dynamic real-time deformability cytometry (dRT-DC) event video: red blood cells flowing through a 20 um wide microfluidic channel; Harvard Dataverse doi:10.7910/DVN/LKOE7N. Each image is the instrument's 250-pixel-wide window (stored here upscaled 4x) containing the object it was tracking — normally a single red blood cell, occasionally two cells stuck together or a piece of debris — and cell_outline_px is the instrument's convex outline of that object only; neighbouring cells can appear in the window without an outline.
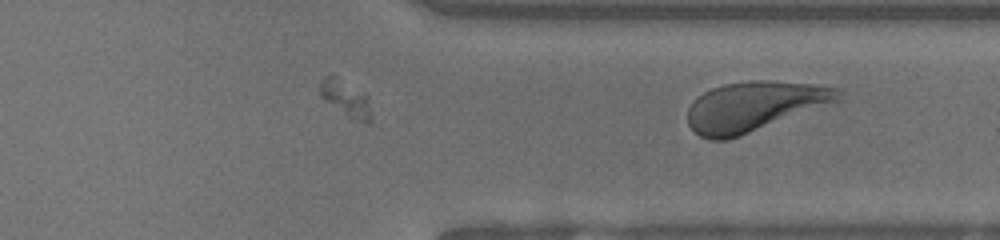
{"species": "human", "species_latin": "Homo sapiens", "temperature_condition": "room temperature", "stored_images_in_passage": 26, "segment_of_instrument_passage": [2, 2], "camera_frame_rate_fps": 3000, "um_per_image_px": 0.085, "donor": {"sex": "female"}, "frame": {"image": 1, "passage_image": 26, "time_ms": 8.333, "image_size_px": [1000, 240], "cell_outline_px": [[840, 100], [836, 104], [728, 140], [708, 140], [700, 136], [688, 124], [688, 108], [692, 100], [696, 96], [712, 88], [724, 84], [752, 80], [768, 80], [812, 84], [840, 88]], "centroid_in_image_um": [64.16, 9.05], "position_along_channel_um": 347.2, "area_um2": 44.39}}